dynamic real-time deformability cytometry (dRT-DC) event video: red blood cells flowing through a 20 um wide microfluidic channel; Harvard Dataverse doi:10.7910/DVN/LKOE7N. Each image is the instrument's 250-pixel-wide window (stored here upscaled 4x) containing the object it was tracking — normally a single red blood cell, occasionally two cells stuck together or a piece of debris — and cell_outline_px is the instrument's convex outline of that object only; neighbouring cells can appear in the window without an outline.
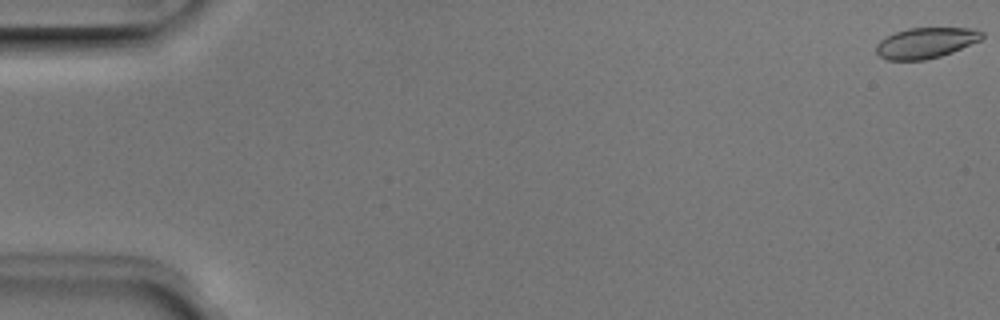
{"species": "Egyptian fruit bat (a non-hibernating species)", "species_latin": "Rousettus aegyptiacus", "temperature_condition": "room temperature", "stored_images_in_passage": 48, "camera_frame_rate_fps": 3000, "um_per_image_px": 0.085, "animal": {"sex": "male"}, "frame": {"image": 1, "passage_image": 1, "time_ms": 0.0, "image_size_px": [1000, 320], "cell_outline_px": [[984, 36], [980, 40], [952, 52], [940, 56], [924, 60], [888, 60], [880, 56], [876, 52], [876, 44], [880, 40], [896, 32], [908, 28], [976, 28], [984, 32]], "centroid_in_image_um": [78.71, 3.64], "position_along_channel_um": 6.3, "area_um2": 18.84}}
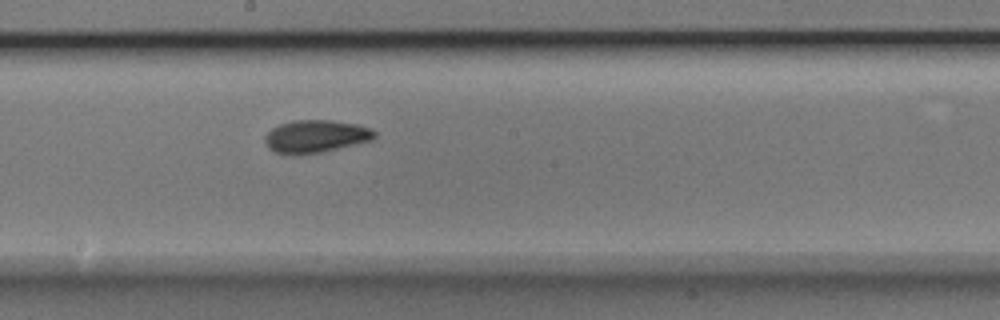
{"frame": {"image": 2, "passage_image": 29, "time_ms": 9.333, "image_size_px": [1000, 320], "cell_outline_px": [[376, 136], [372, 140], [320, 152], [296, 156], [288, 156], [272, 152], [268, 148], [264, 140], [264, 136], [272, 128], [280, 124], [292, 120], [332, 120], [356, 124], [372, 128], [376, 132]], "centroid_in_image_um": [26.78, 11.6], "position_along_channel_um": 221.4, "area_um2": 21.21}}
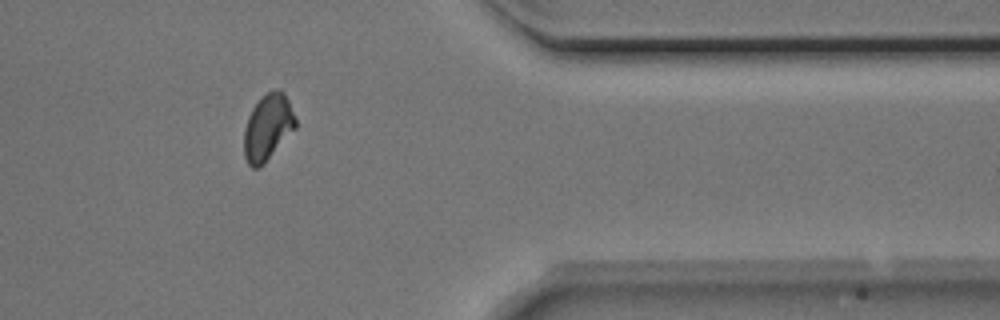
{"frame": {"image": 3, "passage_image": 43, "time_ms": 14.0, "image_size_px": [1000, 320], "cell_outline_px": [[296, 128], [264, 164], [260, 168], [252, 168], [248, 164], [244, 156], [244, 128], [248, 116], [252, 108], [260, 96], [268, 92], [280, 88], [284, 92], [288, 100], [296, 120]], "centroid_in_image_um": [22.75, 10.82], "position_along_channel_um": 388.7, "area_um2": 20.06}}